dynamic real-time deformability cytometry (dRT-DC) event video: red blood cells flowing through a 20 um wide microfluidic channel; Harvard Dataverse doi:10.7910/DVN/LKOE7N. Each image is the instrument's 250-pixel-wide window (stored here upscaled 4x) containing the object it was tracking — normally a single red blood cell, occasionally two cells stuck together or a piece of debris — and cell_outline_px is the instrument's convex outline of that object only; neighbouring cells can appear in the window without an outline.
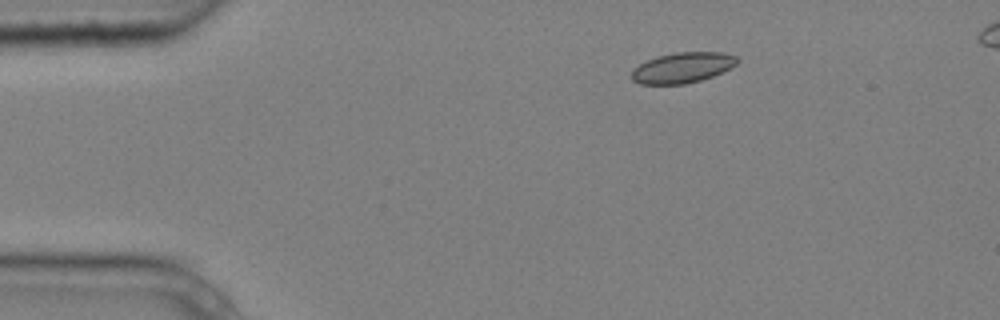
{"species": "common noctule bat (a hibernating species)", "species_latin": "Nyctalus noctula", "temperature_condition": "cold", "stored_images_in_passage": 4, "camera_frame_rate_fps": 3000, "um_per_image_px": 0.085, "animal": {"sex": "male", "body_mass_g": 20.4}, "frame": {"image": 1, "passage_image": 2, "time_ms": 0.333, "image_size_px": [1000, 320], "cell_outline_px": [[740, 60], [732, 68], [712, 76], [700, 80], [684, 84], [640, 84], [632, 80], [632, 72], [640, 64], [656, 56], [676, 52], [724, 52], [736, 56]], "centroid_in_image_um": [58.05, 5.74], "position_along_channel_um": 26.9, "area_um2": 18.73}}